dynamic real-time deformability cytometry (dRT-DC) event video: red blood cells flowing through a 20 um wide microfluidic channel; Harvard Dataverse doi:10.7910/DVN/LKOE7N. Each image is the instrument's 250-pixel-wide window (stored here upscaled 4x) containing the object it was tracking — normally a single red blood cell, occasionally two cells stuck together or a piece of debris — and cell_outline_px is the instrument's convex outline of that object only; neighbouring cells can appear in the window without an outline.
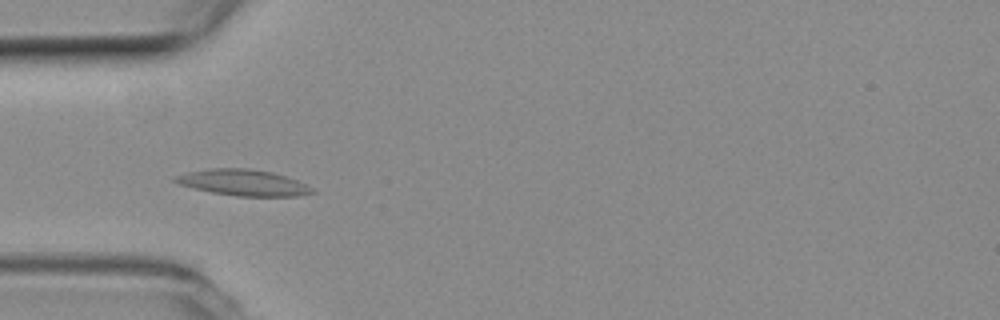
{"species": "common noctule bat (a hibernating species)", "species_latin": "Nyctalus noctula", "temperature_condition": "room temperature", "stored_images_in_passage": 5, "camera_frame_rate_fps": 3000, "um_per_image_px": 0.085, "animal": {"sex": "female", "body_mass_g": 19.3, "forearm_length_mm": 54.1}, "frame": {"image": 1, "passage_image": 5, "time_ms": 1.333, "image_size_px": [1000, 320], "cell_outline_px": [[316, 192], [296, 196], [236, 196], [212, 192], [192, 188], [180, 184], [172, 180], [172, 176], [188, 172], [208, 168], [248, 168], [272, 172], [296, 180], [316, 188]], "centroid_in_image_um": [20.66, 15.52], "position_along_channel_um": 64.3, "area_um2": 20.92}}